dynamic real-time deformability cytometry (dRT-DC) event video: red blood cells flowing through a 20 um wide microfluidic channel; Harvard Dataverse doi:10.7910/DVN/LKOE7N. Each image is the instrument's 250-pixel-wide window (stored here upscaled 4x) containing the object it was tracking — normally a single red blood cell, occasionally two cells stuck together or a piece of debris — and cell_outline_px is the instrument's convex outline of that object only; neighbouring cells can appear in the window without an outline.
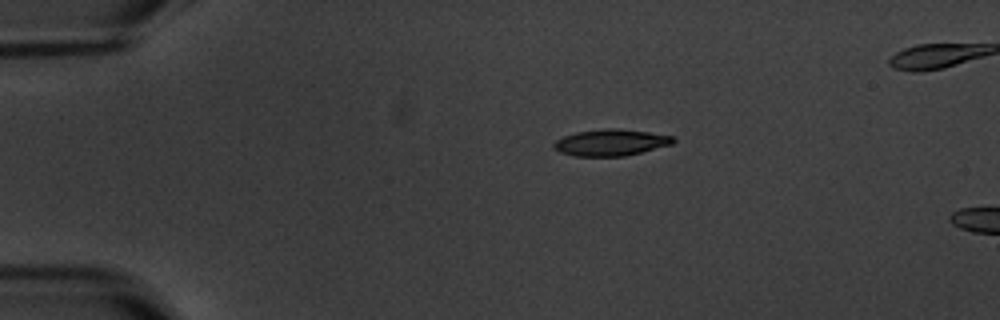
{"species": "common noctule bat (a hibernating species)", "species_latin": "Nyctalus noctula", "temperature_condition": "warm", "stored_images_in_passage": 3, "segment_of_instrument_passage": [1, 2], "camera_frame_rate_fps": 3000, "um_per_image_px": 0.085, "animal": {"sex": "male", "body_mass_g": 20.1, "forearm_length_mm": 53.5}, "frame": {"image": 1, "passage_image": 1, "time_ms": 0.0, "image_size_px": [1000, 320], "cell_outline_px": [[676, 140], [672, 144], [624, 156], [572, 156], [560, 152], [552, 148], [552, 144], [556, 140], [564, 136], [576, 132], [608, 128], [620, 128], [676, 136]], "centroid_in_image_um": [51.91, 12.11], "position_along_channel_um": 33.1, "area_um2": 18.5}}